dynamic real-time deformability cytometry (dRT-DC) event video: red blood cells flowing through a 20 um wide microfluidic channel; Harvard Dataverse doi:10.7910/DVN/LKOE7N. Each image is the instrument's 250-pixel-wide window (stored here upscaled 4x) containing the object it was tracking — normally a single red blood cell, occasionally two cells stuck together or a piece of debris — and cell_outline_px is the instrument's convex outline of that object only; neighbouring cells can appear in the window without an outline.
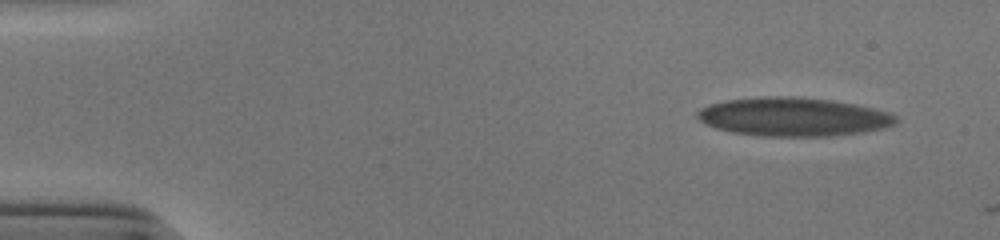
{"species": "human", "species_latin": "Homo sapiens", "temperature_condition": "cold", "stored_images_in_passage": 50, "camera_frame_rate_fps": 3000, "um_per_image_px": 0.085, "donor": {"sex": "male"}, "frame": {"image": 1, "passage_image": 1, "time_ms": 0.0, "image_size_px": [1000, 240], "cell_outline_px": [[896, 120], [892, 124], [884, 128], [864, 132], [828, 136], [764, 136], [732, 132], [716, 128], [704, 124], [696, 116], [696, 112], [700, 108], [708, 104], [728, 100], [764, 96], [796, 96], [828, 100], [852, 104], [872, 108], [888, 112], [896, 116]], "centroid_in_image_um": [67.37, 9.93], "position_along_channel_um": 17.6, "area_um2": 44.51}}
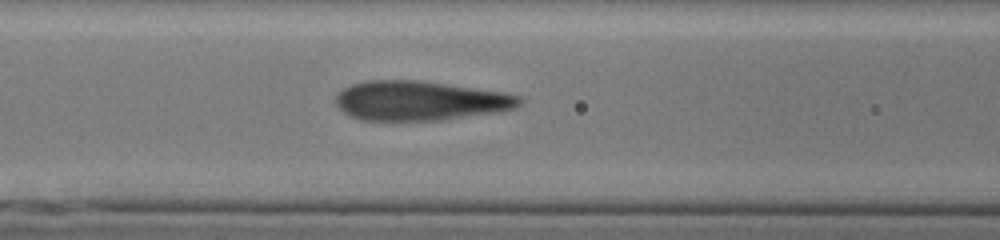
{"frame": {"image": 2, "passage_image": 19, "time_ms": 6.0, "image_size_px": [1000, 240], "cell_outline_px": [[524, 100], [520, 104], [512, 108], [496, 112], [440, 120], [360, 120], [344, 112], [336, 104], [336, 96], [344, 88], [352, 84], [368, 80], [416, 80], [500, 92], [520, 96]], "centroid_in_image_um": [35.66, 8.56], "position_along_channel_um": 130.9, "area_um2": 41.62}}
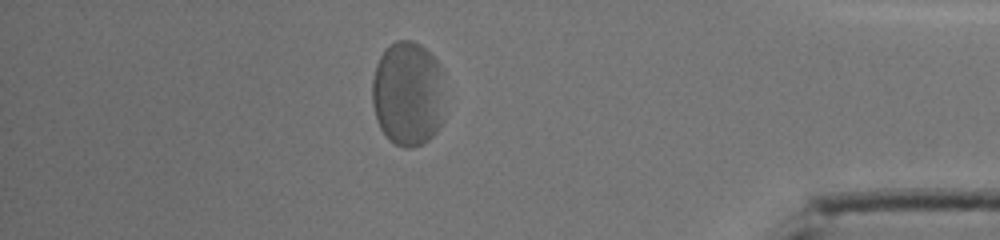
{"frame": {"image": 3, "passage_image": 43, "time_ms": 14.0, "image_size_px": [1000, 240], "cell_outline_px": [[444, 120], [436, 132], [424, 144], [412, 148], [404, 148], [388, 140], [380, 128], [376, 120], [372, 104], [372, 80], [376, 64], [380, 56], [396, 40], [412, 40], [420, 44], [436, 60], [440, 68]], "centroid_in_image_um": [34.65, 8.01], "position_along_channel_um": 400.6, "area_um2": 44.68}, "authors_computed_cell_mechanics": {"area_um2": 42.483, "velocity_mm_per_s": 3.8036, "shape_relaxation_time_tau1_ms": 3.9461, "shape_relaxation_time_tau2_ms": null, "deformation_change_tau1": 0.1611, "deformation_change_tau2": null}}